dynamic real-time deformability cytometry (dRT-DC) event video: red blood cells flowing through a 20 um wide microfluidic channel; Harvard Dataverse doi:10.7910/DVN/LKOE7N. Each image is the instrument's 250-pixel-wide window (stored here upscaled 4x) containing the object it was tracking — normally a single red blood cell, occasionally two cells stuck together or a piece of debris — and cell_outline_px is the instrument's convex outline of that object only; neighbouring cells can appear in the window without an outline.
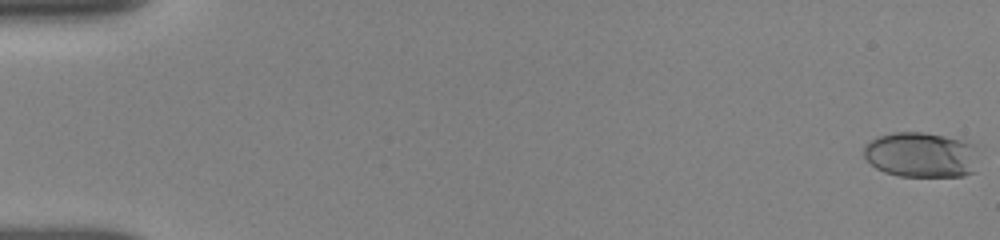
{"species": "human", "species_latin": "Homo sapiens", "temperature_condition": "room temperature", "stored_images_in_passage": 44, "camera_frame_rate_fps": 3000, "um_per_image_px": 0.085, "donor": {"sex": "female"}, "frame": {"image": 1, "passage_image": 1, "time_ms": 0.0, "image_size_px": [1000, 240], "cell_outline_px": [[984, 148], [976, 172], [964, 176], [900, 176], [884, 172], [876, 168], [864, 156], [864, 144], [880, 136], [892, 132], [924, 132], [944, 136], [980, 144]], "centroid_in_image_um": [78.47, 13.16], "position_along_channel_um": 6.5, "area_um2": 31.39}}
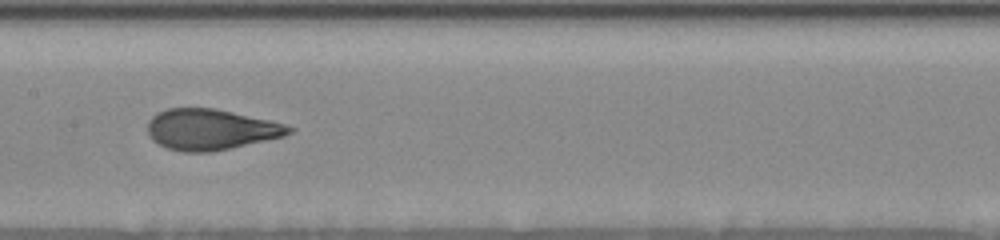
{"frame": {"image": 2, "passage_image": 24, "time_ms": 9.0, "image_size_px": [1000, 240], "cell_outline_px": [[296, 128], [292, 132], [284, 136], [212, 152], [184, 152], [168, 148], [152, 140], [148, 136], [148, 120], [156, 112], [168, 108], [216, 108], [268, 120], [284, 124]], "centroid_in_image_um": [17.88, 11.0], "position_along_channel_um": 189.5, "area_um2": 33.58}}
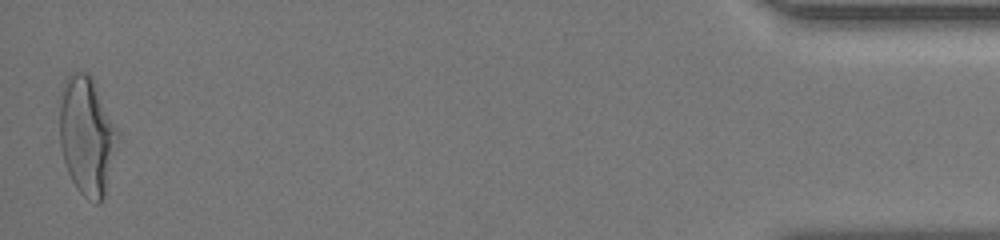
{"frame": {"image": 3, "passage_image": 44, "time_ms": 17.333, "image_size_px": [1000, 240], "cell_outline_px": [[120, 140], [104, 196], [100, 204], [96, 204], [88, 200], [76, 188], [68, 172], [60, 148], [60, 104], [64, 80], [72, 72], [88, 72], [120, 132]], "centroid_in_image_um": [7.41, 11.58], "position_along_channel_um": 427.8, "area_um2": 40.29}, "authors_computed_cell_mechanics": {"area_um2": 33.524, "velocity_mm_per_s": 3.8458, "shape_relaxation_time_tau1_ms": 5.9895, "shape_relaxation_time_tau2_ms": null, "deformation_change_tau1": 0.1993, "deformation_change_tau2": null}}